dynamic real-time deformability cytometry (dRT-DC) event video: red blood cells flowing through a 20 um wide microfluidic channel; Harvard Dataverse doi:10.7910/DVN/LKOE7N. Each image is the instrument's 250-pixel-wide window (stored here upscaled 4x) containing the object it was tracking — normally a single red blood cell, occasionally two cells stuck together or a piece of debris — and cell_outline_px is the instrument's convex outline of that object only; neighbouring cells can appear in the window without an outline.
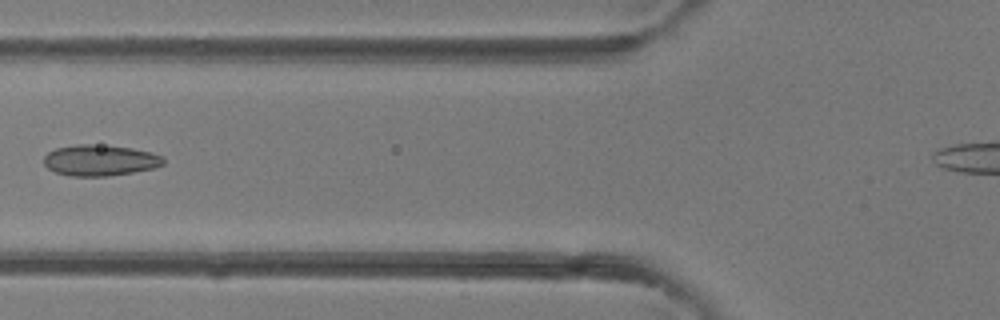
{"species": "common noctule bat (a hibernating species)", "species_latin": "Nyctalus noctula", "temperature_condition": "room temperature", "stored_images_in_passage": 5, "camera_frame_rate_fps": 3000, "um_per_image_px": 0.085, "animal": {"sex": "female"}, "frame": {"image": 1, "passage_image": 5, "time_ms": 4.667, "image_size_px": [1000, 320], "cell_outline_px": [[164, 164], [156, 168], [108, 176], [68, 176], [56, 172], [48, 168], [44, 164], [44, 156], [48, 152], [56, 148], [76, 144], [92, 144], [132, 148], [152, 152], [164, 156]], "centroid_in_image_um": [8.52, 13.62], "position_along_channel_um": 117.3, "area_um2": 21.73}}